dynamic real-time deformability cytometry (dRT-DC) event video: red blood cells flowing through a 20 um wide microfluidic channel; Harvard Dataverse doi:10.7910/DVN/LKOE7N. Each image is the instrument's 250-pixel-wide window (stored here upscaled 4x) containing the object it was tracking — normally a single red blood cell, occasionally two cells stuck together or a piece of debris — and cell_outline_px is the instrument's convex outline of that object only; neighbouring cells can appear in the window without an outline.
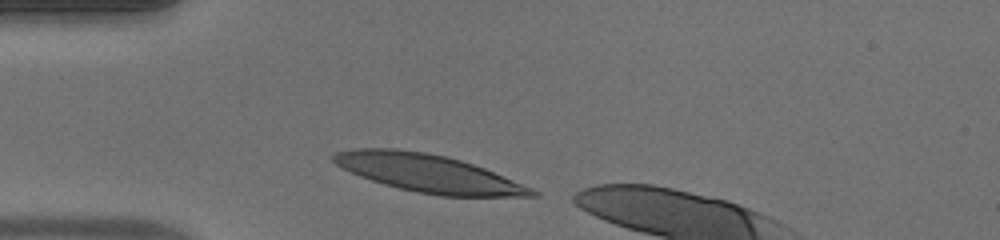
{"species": "human", "species_latin": "Homo sapiens", "temperature_condition": "warm", "stored_images_in_passage": 28, "camera_frame_rate_fps": 3000, "um_per_image_px": 0.085, "donor": {"sex": "male"}, "frame": {"image": 1, "passage_image": 1, "time_ms": 0.0, "image_size_px": [1000, 240], "cell_outline_px": [[540, 196], [440, 196], [416, 192], [384, 184], [360, 176], [336, 164], [332, 160], [332, 156], [336, 152], [352, 148], [396, 148], [424, 152], [448, 156], [484, 168], [532, 188], [540, 192]], "centroid_in_image_um": [36.4, 14.72], "position_along_channel_um": 48.6, "area_um2": 43.35}}
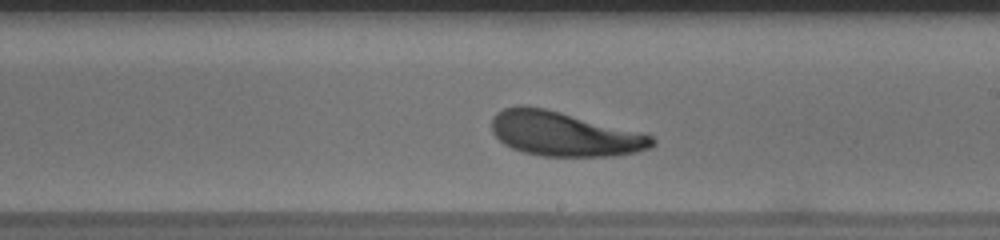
{"frame": {"image": 2, "passage_image": 16, "time_ms": 5.0, "image_size_px": [1000, 240], "cell_outline_px": [[656, 144], [652, 148], [636, 152], [612, 156], [544, 156], [524, 152], [512, 148], [504, 144], [492, 132], [492, 116], [496, 112], [504, 108], [520, 104], [544, 108], [560, 112], [652, 136], [656, 140]], "centroid_in_image_um": [47.91, 11.38], "position_along_channel_um": 241.1, "area_um2": 41.15}}
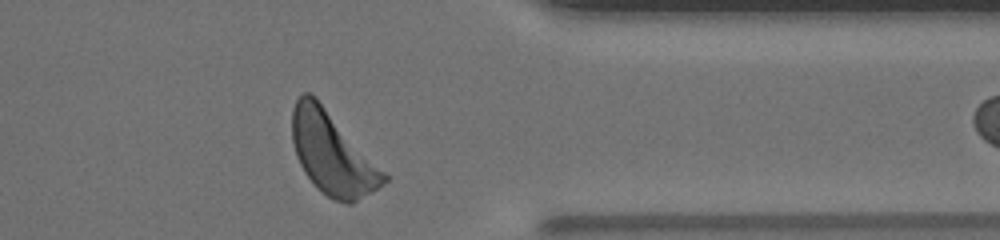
{"frame": {"image": 3, "passage_image": 27, "time_ms": 8.667, "image_size_px": [1000, 240], "cell_outline_px": [[388, 180], [384, 184], [372, 192], [352, 204], [348, 204], [332, 200], [316, 188], [304, 172], [296, 156], [292, 140], [292, 108], [296, 100], [304, 92], [308, 92], [316, 96], [388, 176]], "centroid_in_image_um": [28.23, 13.06], "position_along_channel_um": 383.2, "area_um2": 43.81}, "authors_computed_cell_mechanics": {"area_um2": 42.2229, "velocity_mm_per_s": 4.1708, "shape_relaxation_time_tau1_ms": 2.7014, "shape_relaxation_time_tau2_ms": 3.7167, "deformation_change_tau1": 0.1541, "deformation_change_tau2": 0.1282}}